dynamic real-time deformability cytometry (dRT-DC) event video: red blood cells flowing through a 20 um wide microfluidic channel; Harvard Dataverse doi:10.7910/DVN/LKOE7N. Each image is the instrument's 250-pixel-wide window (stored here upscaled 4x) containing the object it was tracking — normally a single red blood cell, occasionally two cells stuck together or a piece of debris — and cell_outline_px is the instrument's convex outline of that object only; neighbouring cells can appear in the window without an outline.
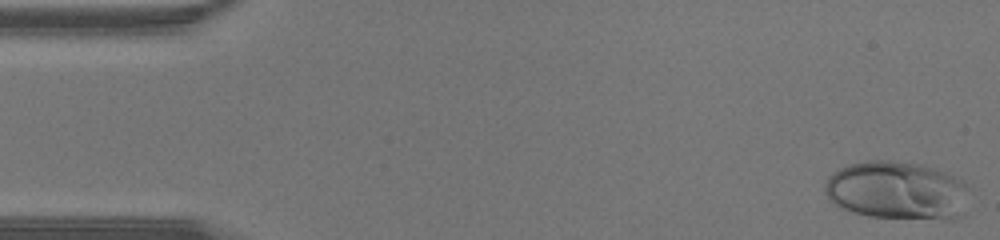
{"species": "human", "species_latin": "Homo sapiens", "temperature_condition": "warm", "stored_images_in_passage": 36, "camera_frame_rate_fps": 3000, "um_per_image_px": 0.085, "donor": {"sex": "male"}, "frame": {"image": 1, "passage_image": 1, "time_ms": 0.0, "image_size_px": [1000, 240], "cell_outline_px": [[964, 188], [956, 216], [952, 220], [944, 220], [868, 216], [852, 212], [828, 200], [824, 192], [824, 184], [828, 176], [832, 172], [848, 164], [868, 160], [888, 160], [924, 164], [944, 172], [960, 180], [964, 184]], "centroid_in_image_um": [76.08, 16.17], "position_along_channel_um": 8.9, "area_um2": 48.32}}
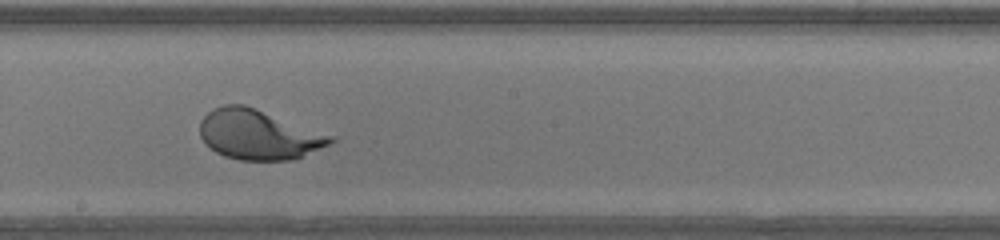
{"frame": {"image": 2, "passage_image": 24, "time_ms": 7.667, "image_size_px": [1000, 240], "cell_outline_px": [[336, 140], [328, 144], [300, 156], [288, 160], [240, 160], [224, 156], [216, 152], [200, 136], [200, 120], [208, 112], [224, 104], [244, 104], [336, 136]], "centroid_in_image_um": [21.97, 11.43], "position_along_channel_um": 226.2, "area_um2": 37.57}}
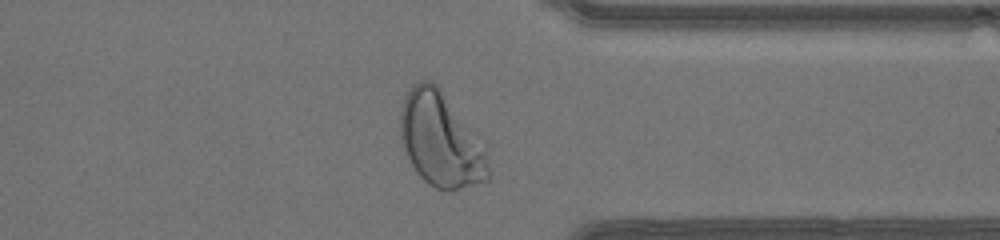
{"frame": {"image": 3, "passage_image": 34, "time_ms": 11.0, "image_size_px": [1000, 240], "cell_outline_px": [[488, 180], [452, 192], [448, 192], [436, 188], [428, 184], [416, 172], [408, 156], [400, 136], [400, 112], [404, 96], [412, 84], [420, 80], [432, 80], [440, 88], [484, 152], [488, 168]], "centroid_in_image_um": [37.37, 11.91], "position_along_channel_um": 374.0, "area_um2": 46.99}}